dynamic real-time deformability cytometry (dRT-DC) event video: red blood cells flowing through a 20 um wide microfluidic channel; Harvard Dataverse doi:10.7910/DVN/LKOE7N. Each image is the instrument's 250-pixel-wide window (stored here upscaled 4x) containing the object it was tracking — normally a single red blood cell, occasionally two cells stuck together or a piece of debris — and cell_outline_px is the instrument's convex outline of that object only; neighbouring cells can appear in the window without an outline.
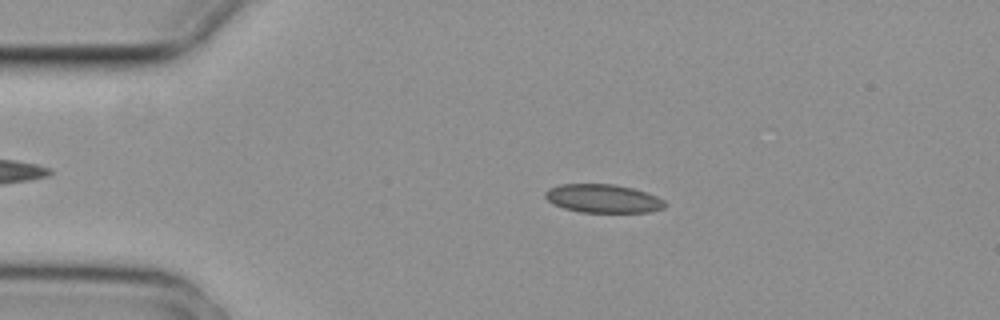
{"species": "common noctule bat (a hibernating species)", "species_latin": "Nyctalus noctula", "temperature_condition": "cold", "stored_images_in_passage": 4, "segment_of_instrument_passage": [1, 2], "camera_frame_rate_fps": 3000, "um_per_image_px": 0.085, "animal": {"sex": "female", "body_mass_g": 29.2, "forearm_length_mm": 56.3}, "frame": {"image": 1, "passage_image": 2, "time_ms": 0.333, "image_size_px": [1000, 320], "cell_outline_px": [[668, 204], [664, 208], [652, 212], [580, 212], [564, 208], [552, 204], [544, 196], [544, 192], [548, 188], [560, 184], [616, 184], [648, 192], [664, 200]], "centroid_in_image_um": [51.27, 16.87], "position_along_channel_um": 33.7, "area_um2": 20.11}}